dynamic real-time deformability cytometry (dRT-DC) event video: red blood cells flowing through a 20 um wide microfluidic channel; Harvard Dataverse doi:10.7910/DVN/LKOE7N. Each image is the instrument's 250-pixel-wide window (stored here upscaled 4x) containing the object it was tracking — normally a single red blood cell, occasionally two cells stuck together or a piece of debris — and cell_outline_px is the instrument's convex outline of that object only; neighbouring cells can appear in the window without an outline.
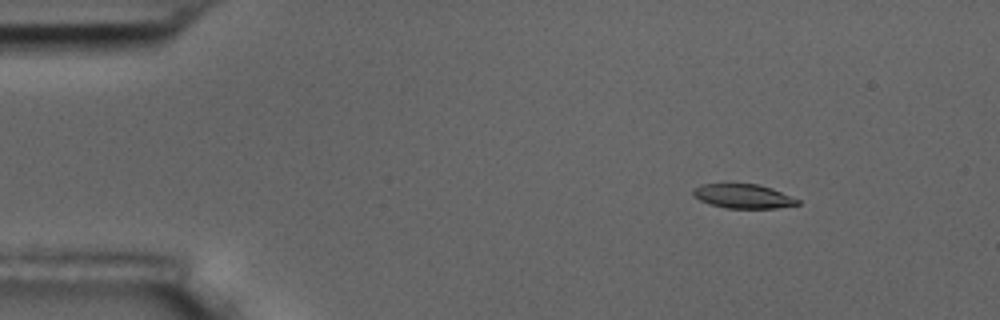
{"species": "common noctule bat (a hibernating species)", "species_latin": "Nyctalus noctula", "temperature_condition": "room temperature", "stored_images_in_passage": 5, "camera_frame_rate_fps": 3000, "um_per_image_px": 0.085, "animal": {"sex": "male", "body_mass_g": 17.5, "forearm_length_mm": 52.3}, "frame": {"image": 1, "passage_image": 3, "time_ms": 2.333, "image_size_px": [1000, 320], "cell_outline_px": [[800, 204], [776, 208], [728, 208], [708, 204], [692, 196], [692, 192], [700, 184], [728, 180], [756, 184], [772, 188], [800, 200]], "centroid_in_image_um": [63.1, 16.62], "position_along_channel_um": 21.9, "area_um2": 15.49}}